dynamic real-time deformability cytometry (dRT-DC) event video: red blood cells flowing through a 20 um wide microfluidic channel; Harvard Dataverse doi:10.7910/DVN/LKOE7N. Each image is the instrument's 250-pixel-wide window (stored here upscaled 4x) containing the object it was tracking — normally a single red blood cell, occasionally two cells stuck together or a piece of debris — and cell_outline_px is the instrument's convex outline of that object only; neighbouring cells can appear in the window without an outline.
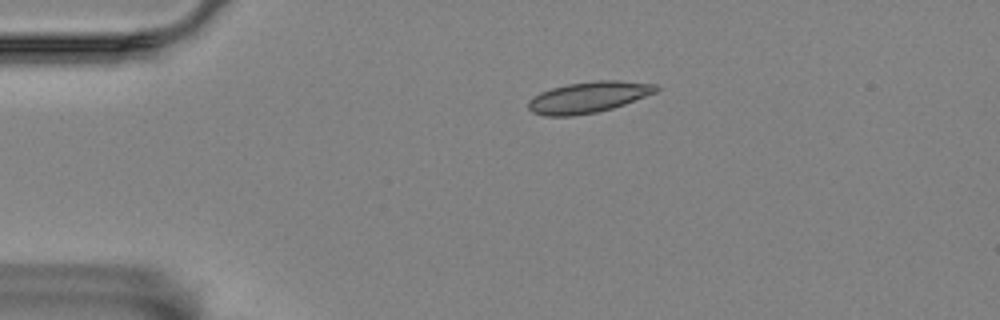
{"species": "Egyptian fruit bat (a non-hibernating species)", "species_latin": "Rousettus aegyptiacus", "temperature_condition": "room temperature", "stored_images_in_passage": 2, "camera_frame_rate_fps": 3000, "um_per_image_px": 0.085, "animal": {"sex": "female"}, "frame": {"image": 1, "passage_image": 1, "time_ms": 0.0, "image_size_px": [1000, 320], "cell_outline_px": [[660, 88], [656, 92], [624, 104], [612, 108], [596, 112], [572, 116], [544, 116], [532, 112], [528, 108], [528, 100], [532, 96], [540, 92], [552, 88], [568, 84], [596, 80], [616, 80], [656, 84]], "centroid_in_image_um": [49.98, 8.26], "position_along_channel_um": 35.0, "area_um2": 23.12}}